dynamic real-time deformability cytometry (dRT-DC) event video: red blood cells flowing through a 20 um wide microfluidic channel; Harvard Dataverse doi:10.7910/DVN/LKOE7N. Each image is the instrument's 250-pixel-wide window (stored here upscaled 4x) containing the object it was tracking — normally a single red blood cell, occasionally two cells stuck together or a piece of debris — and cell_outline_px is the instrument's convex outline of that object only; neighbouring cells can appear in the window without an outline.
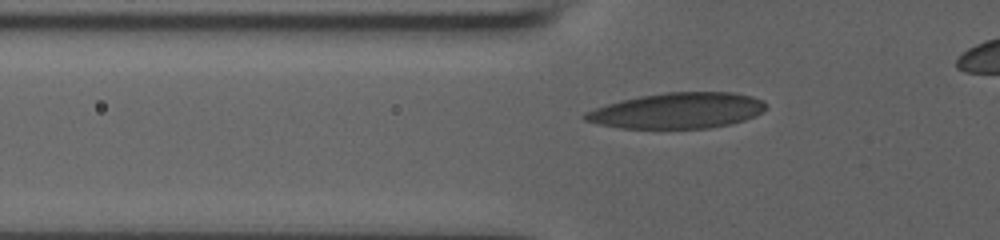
{"species": "human", "species_latin": "Homo sapiens", "temperature_condition": "room temperature", "stored_images_in_passage": 35, "camera_frame_rate_fps": 3000, "um_per_image_px": 0.085, "donor": {"sex": "male"}, "frame": {"image": 1, "passage_image": 5, "time_ms": 1.333, "image_size_px": [1000, 240], "cell_outline_px": [[764, 108], [756, 116], [732, 124], [708, 128], [624, 128], [600, 124], [584, 120], [580, 116], [584, 112], [620, 100], [640, 96], [664, 92], [732, 92], [752, 96], [764, 100]], "centroid_in_image_um": [57.58, 9.4], "position_along_channel_um": 68.2, "area_um2": 37.57}}
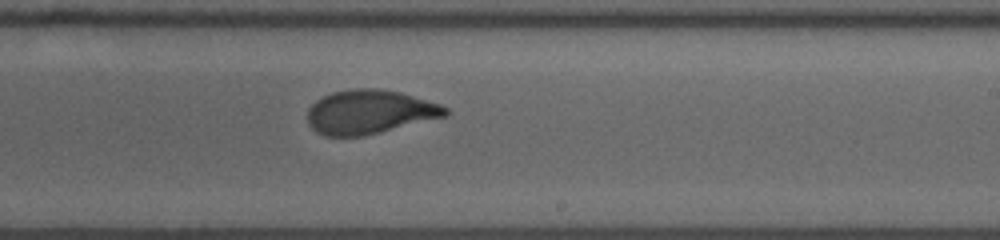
{"frame": {"image": 2, "passage_image": 20, "time_ms": 6.333, "image_size_px": [1000, 240], "cell_outline_px": [[448, 116], [364, 136], [324, 136], [316, 132], [308, 124], [308, 108], [316, 100], [332, 92], [356, 88], [376, 88], [400, 92], [440, 104], [448, 108]], "centroid_in_image_um": [31.41, 9.52], "position_along_channel_um": 257.6, "area_um2": 35.43}}
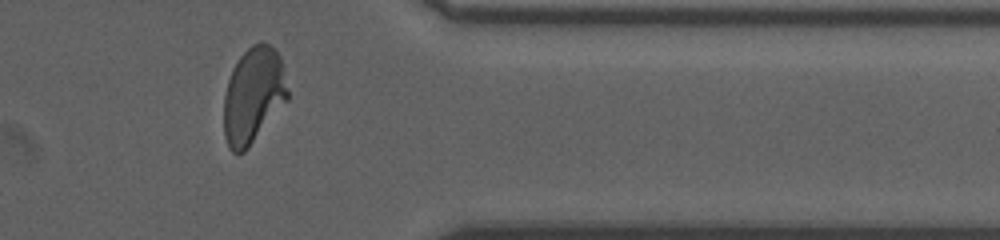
{"frame": {"image": 3, "passage_image": 31, "time_ms": 10.0, "image_size_px": [1000, 240], "cell_outline_px": [[288, 100], [248, 148], [244, 152], [232, 152], [228, 148], [224, 136], [224, 96], [228, 80], [232, 68], [240, 56], [252, 44], [260, 40], [268, 44], [280, 56], [288, 92]], "centroid_in_image_um": [21.51, 8.11], "position_along_channel_um": 389.9, "area_um2": 35.72}}